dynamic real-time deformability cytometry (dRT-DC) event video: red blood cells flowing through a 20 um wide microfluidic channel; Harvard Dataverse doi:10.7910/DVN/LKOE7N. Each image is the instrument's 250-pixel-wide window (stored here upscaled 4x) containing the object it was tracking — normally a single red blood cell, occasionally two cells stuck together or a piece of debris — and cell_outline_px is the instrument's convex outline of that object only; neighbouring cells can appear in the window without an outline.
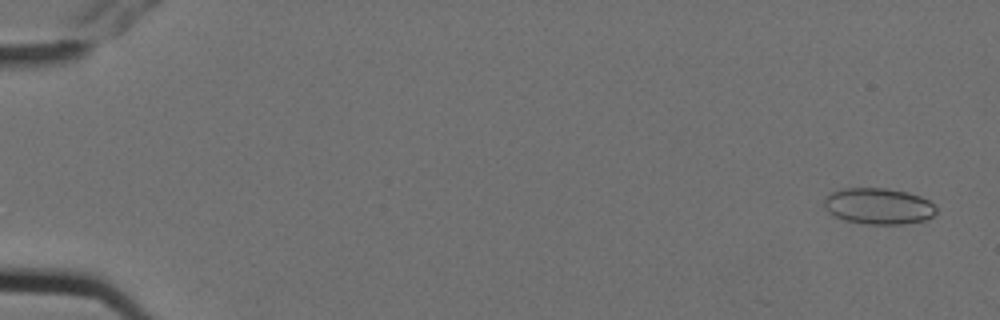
{"species": "Egyptian fruit bat (a non-hibernating species)", "species_latin": "Rousettus aegyptiacus", "temperature_condition": "cold", "stored_images_in_passage": 7, "camera_frame_rate_fps": 3000, "um_per_image_px": 0.085, "animal": {"sex": "female"}, "frame": {"image": 1, "passage_image": 1, "time_ms": 0.0, "image_size_px": [1000, 320], "cell_outline_px": [[936, 212], [932, 216], [924, 220], [904, 224], [868, 224], [844, 220], [828, 212], [824, 204], [824, 196], [832, 192], [844, 188], [884, 188], [908, 192], [920, 196], [928, 200], [936, 208]], "centroid_in_image_um": [74.66, 17.52], "position_along_channel_um": 10.3, "area_um2": 23.58}}
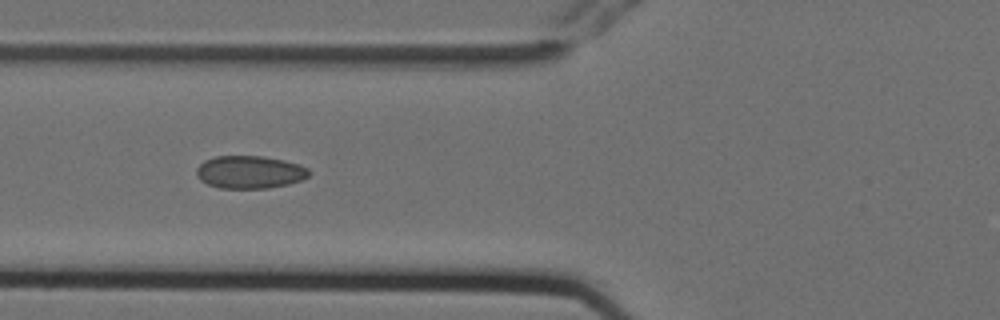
{"frame": {"image": 2, "passage_image": 6, "time_ms": 1.667, "image_size_px": [1000, 320], "cell_outline_px": [[312, 172], [308, 176], [300, 180], [288, 184], [268, 188], [220, 188], [208, 184], [200, 180], [196, 176], [196, 168], [204, 160], [216, 156], [264, 156], [284, 160], [300, 164], [308, 168]], "centroid_in_image_um": [21.23, 14.62], "position_along_channel_um": 104.6, "area_um2": 21.62}}
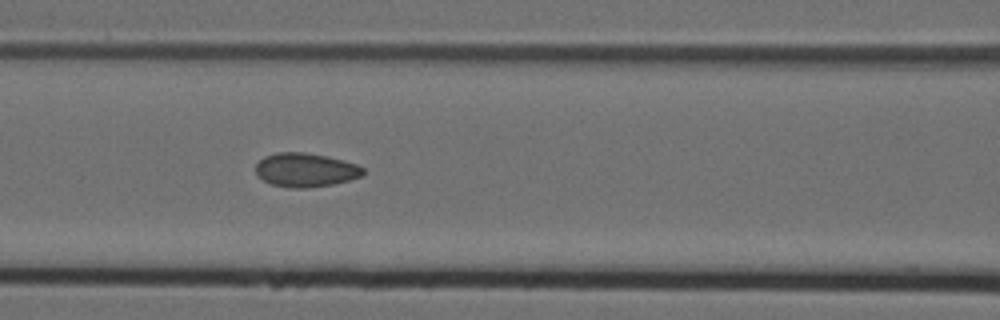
{"frame": {"image": 3, "passage_image": 7, "time_ms": 2.0, "image_size_px": [1000, 320], "cell_outline_px": [[364, 176], [332, 184], [308, 188], [288, 188], [272, 184], [256, 176], [256, 164], [264, 156], [276, 152], [304, 152], [328, 156], [344, 160], [356, 164], [364, 168]], "centroid_in_image_um": [25.97, 14.44], "position_along_channel_um": 140.6, "area_um2": 21.39}}